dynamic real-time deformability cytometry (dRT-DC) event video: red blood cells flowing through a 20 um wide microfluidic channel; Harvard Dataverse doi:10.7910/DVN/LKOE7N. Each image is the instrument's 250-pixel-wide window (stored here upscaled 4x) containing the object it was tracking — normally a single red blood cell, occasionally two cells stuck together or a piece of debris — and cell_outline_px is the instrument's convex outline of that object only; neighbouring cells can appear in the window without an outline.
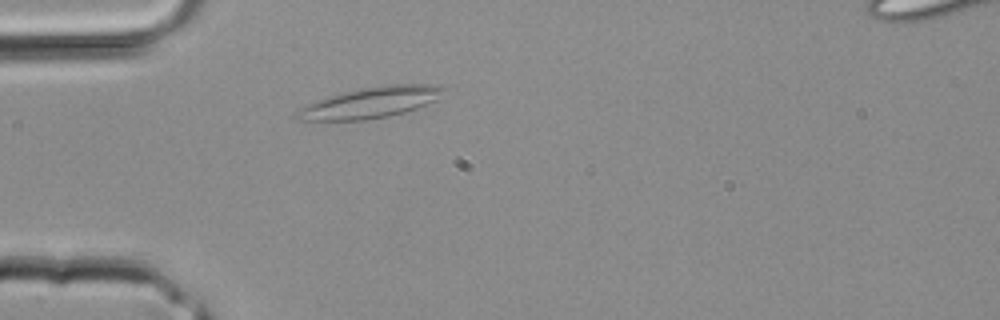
{"species": "common noctule bat (a hibernating species)", "species_latin": "Nyctalus noctula", "temperature_condition": "room temperature", "stored_images_in_passage": 2, "camera_frame_rate_fps": 3000, "um_per_image_px": 0.085, "animal": {"sex": "male", "body_mass_g": 20.4}, "frame": {"image": 1, "passage_image": 2, "time_ms": 0.333, "image_size_px": [1000, 320], "cell_outline_px": [[448, 88], [436, 100], [416, 108], [404, 112], [388, 116], [364, 120], [296, 120], [292, 116], [296, 112], [308, 104], [316, 100], [344, 92], [392, 84], [440, 84]], "centroid_in_image_um": [31.54, 8.72], "position_along_channel_um": 53.5, "area_um2": 26.13}}